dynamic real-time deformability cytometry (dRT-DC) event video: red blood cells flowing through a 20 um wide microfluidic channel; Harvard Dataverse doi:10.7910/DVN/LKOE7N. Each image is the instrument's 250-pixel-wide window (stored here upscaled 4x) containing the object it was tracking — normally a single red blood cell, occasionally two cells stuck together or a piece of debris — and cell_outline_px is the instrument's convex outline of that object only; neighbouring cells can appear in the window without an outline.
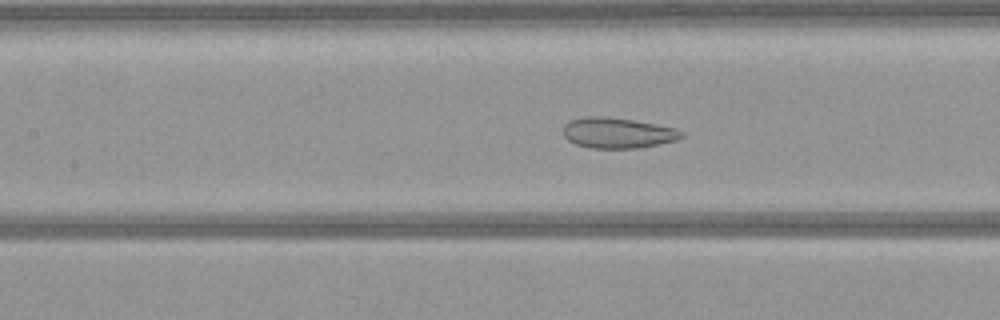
{"species": "common noctule bat (a hibernating species)", "species_latin": "Nyctalus noctula", "temperature_condition": "warm", "stored_images_in_passage": 51, "camera_frame_rate_fps": 3000, "um_per_image_px": 0.085, "animal": {"sex": "female", "body_mass_g": 21.9}, "frame": {"image": 1, "passage_image": 22, "time_ms": 7.0, "image_size_px": [1000, 320], "cell_outline_px": [[684, 136], [676, 140], [640, 148], [592, 148], [576, 144], [568, 140], [564, 136], [564, 124], [568, 120], [584, 116], [604, 116], [632, 120], [656, 124], [676, 128], [684, 132]], "centroid_in_image_um": [52.49, 11.29], "position_along_channel_um": 154.9, "area_um2": 21.15}}
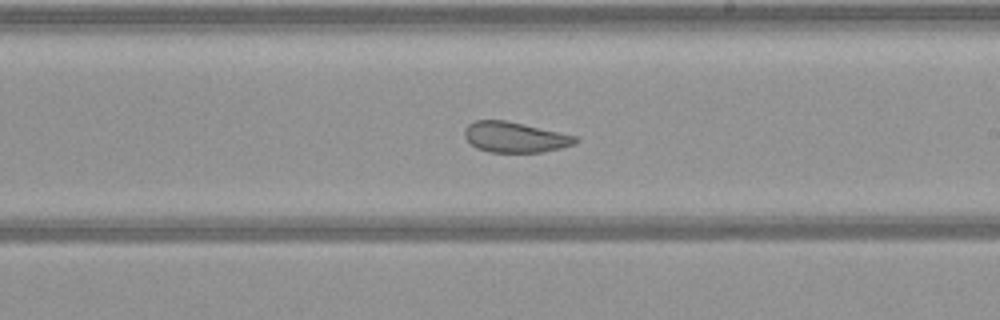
{"frame": {"image": 2, "passage_image": 29, "time_ms": 9.333, "image_size_px": [1000, 320], "cell_outline_px": [[580, 140], [576, 144], [544, 152], [488, 152], [476, 148], [464, 136], [464, 128], [468, 124], [476, 120], [504, 120], [576, 136]], "centroid_in_image_um": [43.76, 11.67], "position_along_channel_um": 245.2, "area_um2": 19.59}}
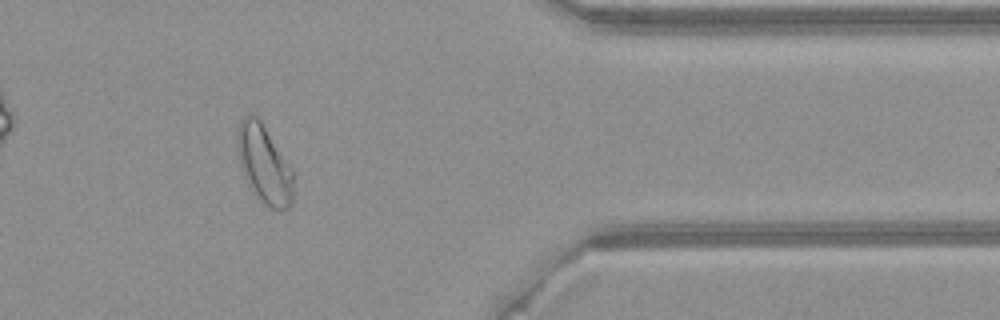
{"frame": {"image": 3, "passage_image": 42, "time_ms": 13.667, "image_size_px": [1000, 320], "cell_outline_px": [[292, 200], [288, 208], [272, 208], [264, 204], [256, 196], [240, 164], [236, 148], [236, 128], [240, 120], [244, 116], [252, 112], [260, 120], [292, 168]], "centroid_in_image_um": [22.42, 13.88], "position_along_channel_um": 389.0, "area_um2": 25.14}}